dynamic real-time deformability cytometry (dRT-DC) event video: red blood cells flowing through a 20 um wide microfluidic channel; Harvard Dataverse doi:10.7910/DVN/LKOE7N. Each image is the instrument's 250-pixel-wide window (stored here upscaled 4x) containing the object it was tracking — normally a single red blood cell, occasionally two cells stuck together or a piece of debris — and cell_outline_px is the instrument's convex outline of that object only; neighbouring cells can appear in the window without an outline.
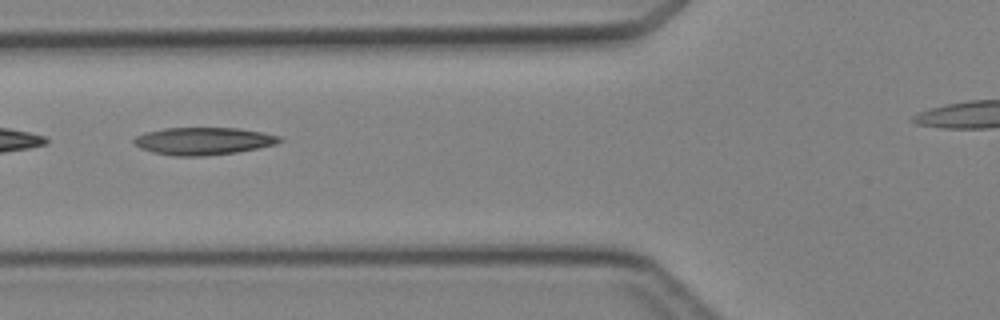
{"species": "Egyptian fruit bat (a non-hibernating species)", "species_latin": "Rousettus aegyptiacus", "temperature_condition": "cold", "stored_images_in_passage": 2, "camera_frame_rate_fps": 3000, "um_per_image_px": 0.085, "animal": {"sex": "female"}, "frame": {"image": 1, "passage_image": 2, "time_ms": 1.333, "image_size_px": [1000, 320], "cell_outline_px": [[284, 140], [276, 144], [236, 152], [204, 156], [172, 156], [152, 152], [140, 148], [132, 140], [136, 136], [144, 132], [164, 128], [240, 128], [264, 132], [280, 136]], "centroid_in_image_um": [17.28, 11.98], "position_along_channel_um": 108.5, "area_um2": 23.41}}